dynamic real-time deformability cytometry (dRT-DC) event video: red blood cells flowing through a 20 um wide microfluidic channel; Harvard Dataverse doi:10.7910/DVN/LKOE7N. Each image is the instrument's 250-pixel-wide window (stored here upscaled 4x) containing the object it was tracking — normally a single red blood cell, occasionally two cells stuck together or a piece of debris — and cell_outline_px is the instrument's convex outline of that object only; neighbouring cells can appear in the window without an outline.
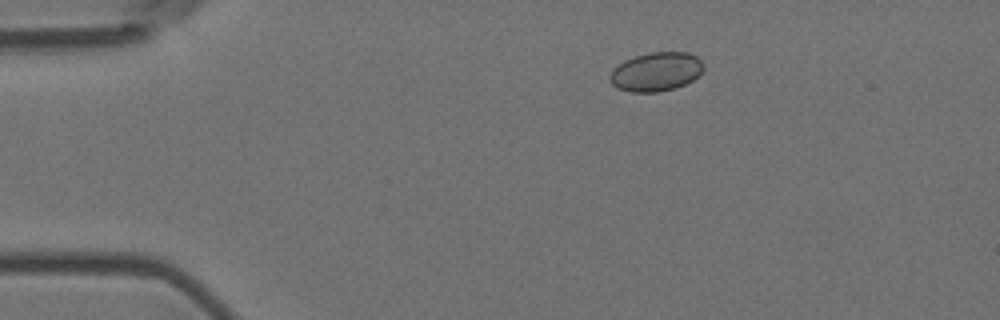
{"species": "Egyptian fruit bat (a non-hibernating species)", "species_latin": "Rousettus aegyptiacus", "temperature_condition": "room temperature", "stored_images_in_passage": 6, "camera_frame_rate_fps": 3000, "um_per_image_px": 0.085, "animal": {"sex": "female"}, "frame": {"image": 1, "passage_image": 4, "time_ms": 1.0, "image_size_px": [1000, 320], "cell_outline_px": [[704, 68], [692, 80], [684, 84], [672, 88], [656, 92], [632, 92], [616, 88], [608, 80], [608, 76], [624, 60], [648, 52], [688, 52], [696, 56], [704, 64]], "centroid_in_image_um": [55.75, 6.09], "position_along_channel_um": 29.3, "area_um2": 21.04}}
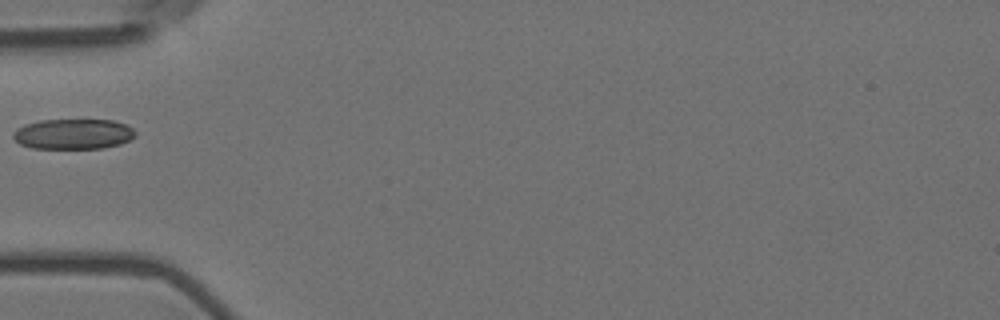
{"frame": {"image": 2, "passage_image": 6, "time_ms": 1.667, "image_size_px": [1000, 320], "cell_outline_px": [[136, 136], [120, 144], [100, 148], [32, 148], [20, 144], [12, 136], [12, 132], [16, 128], [24, 124], [40, 120], [112, 120], [128, 124], [136, 132]], "centroid_in_image_um": [6.22, 11.38], "position_along_channel_um": 78.8, "area_um2": 21.68}}